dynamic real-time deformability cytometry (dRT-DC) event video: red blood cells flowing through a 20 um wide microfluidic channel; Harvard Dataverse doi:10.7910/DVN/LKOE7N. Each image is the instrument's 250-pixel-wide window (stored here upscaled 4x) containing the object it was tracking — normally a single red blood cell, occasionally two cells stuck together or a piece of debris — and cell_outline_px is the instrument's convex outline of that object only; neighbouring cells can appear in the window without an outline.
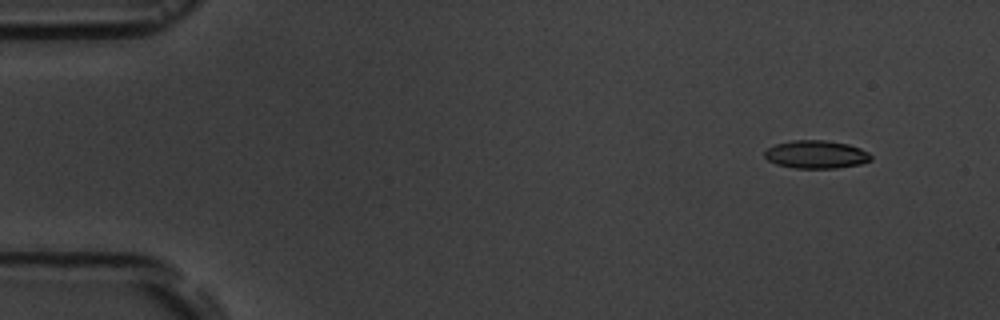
{"species": "common noctule bat (a hibernating species)", "species_latin": "Nyctalus noctula", "temperature_condition": "room temperature", "stored_images_in_passage": 5, "camera_frame_rate_fps": 3000, "um_per_image_px": 0.085, "animal": {"sex": "male", "body_mass_g": 19.5, "forearm_length_mm": 54.6}, "frame": {"image": 1, "passage_image": 2, "time_ms": 1.333, "image_size_px": [1000, 320], "cell_outline_px": [[872, 160], [860, 164], [836, 168], [792, 168], [776, 164], [768, 160], [764, 156], [764, 152], [768, 148], [776, 144], [792, 140], [824, 140], [848, 144], [860, 148], [868, 152], [872, 156]], "centroid_in_image_um": [69.37, 13.13], "position_along_channel_um": 15.6, "area_um2": 17.4}}
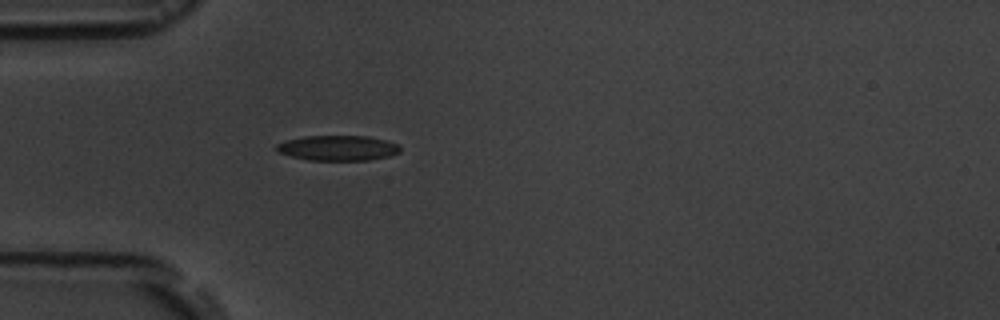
{"frame": {"image": 2, "passage_image": 5, "time_ms": 5.333, "image_size_px": [1000, 320], "cell_outline_px": [[400, 152], [388, 156], [368, 160], [308, 160], [292, 156], [280, 152], [276, 148], [276, 144], [284, 140], [304, 136], [368, 136], [388, 140], [400, 144]], "centroid_in_image_um": [28.75, 12.57], "position_along_channel_um": 56.3, "area_um2": 18.21}}